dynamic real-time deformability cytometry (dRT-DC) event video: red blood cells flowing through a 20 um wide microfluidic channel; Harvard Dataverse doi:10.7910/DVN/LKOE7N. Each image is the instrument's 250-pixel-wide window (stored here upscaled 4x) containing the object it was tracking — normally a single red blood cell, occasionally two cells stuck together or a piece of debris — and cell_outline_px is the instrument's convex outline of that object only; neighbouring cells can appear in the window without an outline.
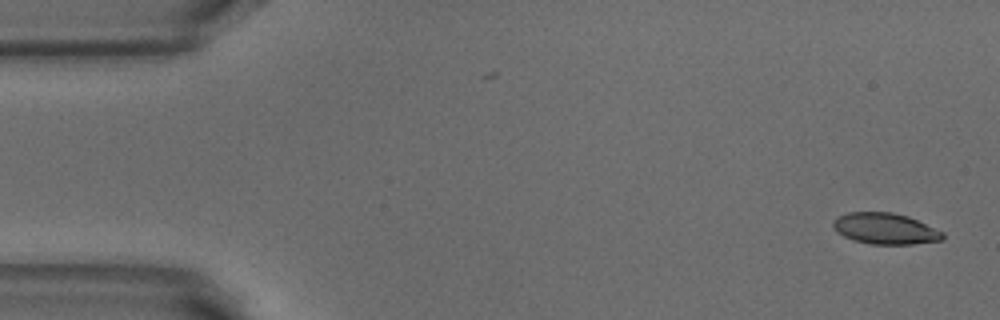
{"species": "common noctule bat (a hibernating species)", "species_latin": "Nyctalus noctula", "temperature_condition": "warm", "stored_images_in_passage": 51, "camera_frame_rate_fps": 3000, "um_per_image_px": 0.085, "animal": {"sex": "male", "body_mass_g": 18.8}, "frame": {"image": 1, "passage_image": 1, "time_ms": 0.0, "image_size_px": [1000, 320], "cell_outline_px": [[944, 240], [912, 244], [868, 244], [852, 240], [836, 232], [832, 224], [832, 220], [836, 216], [848, 212], [892, 212], [908, 216], [944, 232]], "centroid_in_image_um": [75.21, 19.43], "position_along_channel_um": 9.8, "area_um2": 20.11}}
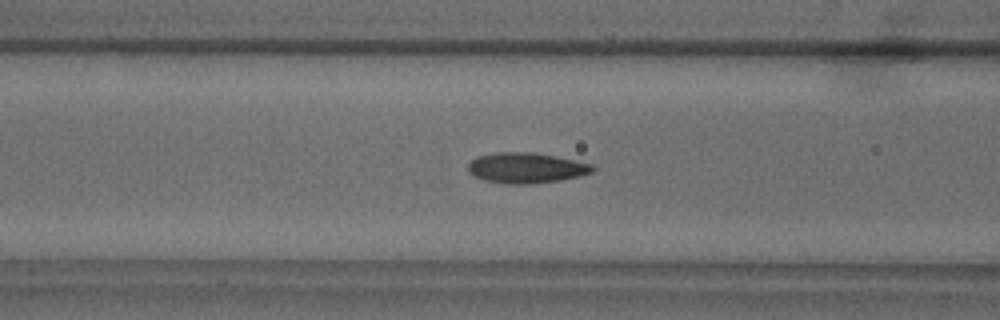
{"frame": {"image": 2, "passage_image": 19, "time_ms": 6.0, "image_size_px": [1000, 320], "cell_outline_px": [[596, 168], [592, 172], [580, 176], [560, 180], [532, 184], [508, 184], [484, 180], [468, 172], [468, 164], [476, 156], [496, 152], [532, 152], [556, 156], [592, 164]], "centroid_in_image_um": [44.73, 14.27], "position_along_channel_um": 121.9, "area_um2": 22.2}}
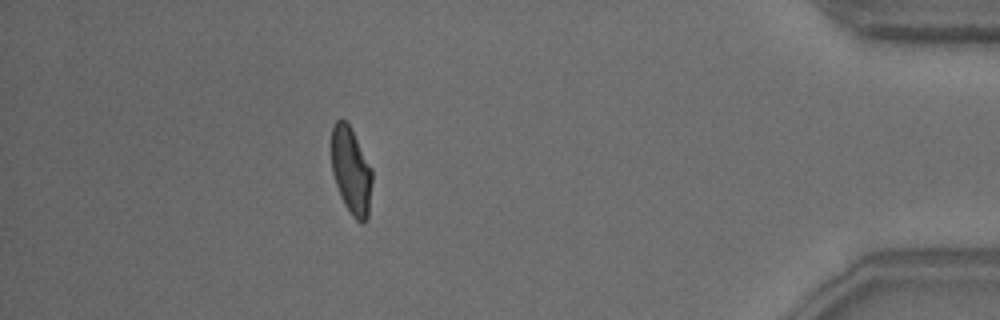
{"frame": {"image": 3, "passage_image": 45, "time_ms": 14.667, "image_size_px": [1000, 320], "cell_outline_px": [[372, 180], [368, 216], [364, 224], [356, 220], [352, 216], [344, 204], [336, 184], [332, 172], [332, 128], [336, 120], [344, 120], [348, 124], [372, 168]], "centroid_in_image_um": [29.85, 14.56], "position_along_channel_um": 405.3, "area_um2": 20.35}, "authors_computed_cell_mechanics": {"area_um2": 20.9814, "velocity_mm_per_s": 3.8662, "shape_relaxation_time_tau1_ms": 5.7135, "shape_relaxation_time_tau2_ms": 1.4798, "deformation_change_tau1": 0.1958, "deformation_change_tau2": 0.0542}}